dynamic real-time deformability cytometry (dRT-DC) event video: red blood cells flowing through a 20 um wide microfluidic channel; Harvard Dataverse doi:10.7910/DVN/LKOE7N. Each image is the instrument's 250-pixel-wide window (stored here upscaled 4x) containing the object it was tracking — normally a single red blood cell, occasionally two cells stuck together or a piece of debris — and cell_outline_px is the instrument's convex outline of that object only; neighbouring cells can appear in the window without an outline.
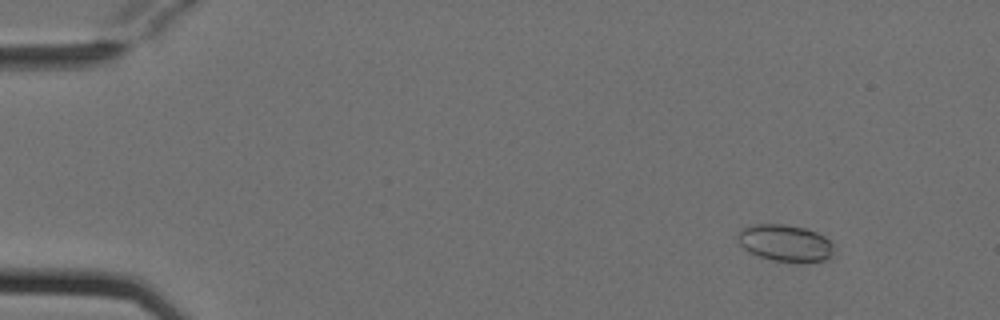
{"species": "Egyptian fruit bat (a non-hibernating species)", "species_latin": "Rousettus aegyptiacus", "temperature_condition": "cold", "stored_images_in_passage": 5, "camera_frame_rate_fps": 3000, "um_per_image_px": 0.085, "animal": {"sex": "female"}, "frame": {"image": 1, "passage_image": 2, "time_ms": 0.333, "image_size_px": [1000, 320], "cell_outline_px": [[832, 256], [824, 260], [772, 260], [748, 252], [740, 244], [736, 236], [740, 228], [752, 224], [784, 224], [804, 228], [816, 232], [824, 236], [832, 244]], "centroid_in_image_um": [66.67, 20.61], "position_along_channel_um": 18.3, "area_um2": 20.17}}
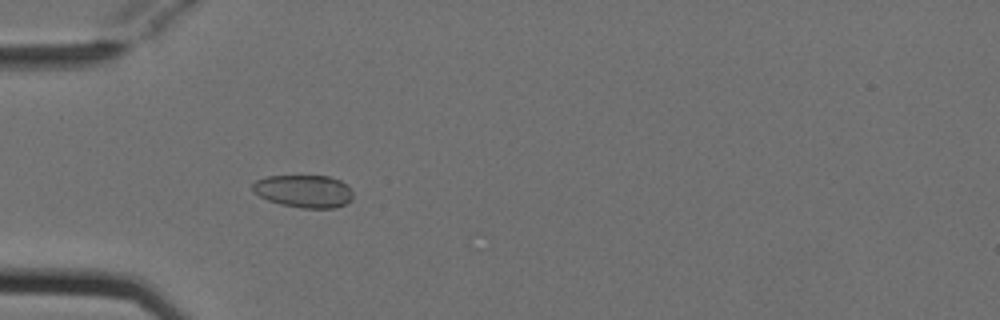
{"frame": {"image": 2, "passage_image": 5, "time_ms": 1.333, "image_size_px": [1000, 320], "cell_outline_px": [[352, 200], [336, 208], [300, 208], [280, 204], [268, 200], [252, 192], [252, 184], [256, 180], [268, 176], [328, 176], [340, 180], [352, 188]], "centroid_in_image_um": [25.83, 16.25], "position_along_channel_um": 59.2, "area_um2": 19.25}}